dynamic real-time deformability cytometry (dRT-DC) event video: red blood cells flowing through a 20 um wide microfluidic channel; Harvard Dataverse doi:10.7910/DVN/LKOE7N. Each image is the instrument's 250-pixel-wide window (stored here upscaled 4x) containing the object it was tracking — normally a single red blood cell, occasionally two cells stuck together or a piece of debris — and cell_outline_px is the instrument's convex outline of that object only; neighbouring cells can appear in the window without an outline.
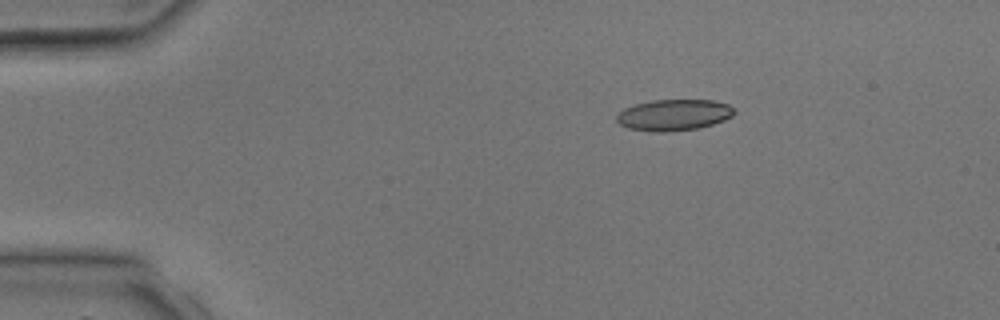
{"species": "common noctule bat (a hibernating species)", "species_latin": "Nyctalus noctula", "temperature_condition": "room temperature", "stored_images_in_passage": 3, "camera_frame_rate_fps": 3000, "um_per_image_px": 0.085, "animal": {"sex": "male", "body_mass_g": 17.9, "forearm_length_mm": 54.2}, "frame": {"image": 1, "passage_image": 2, "time_ms": 1.333, "image_size_px": [1000, 320], "cell_outline_px": [[736, 112], [732, 116], [724, 120], [712, 124], [696, 128], [664, 132], [652, 132], [628, 128], [620, 124], [616, 120], [616, 112], [624, 108], [636, 104], [652, 100], [712, 100], [728, 104]], "centroid_in_image_um": [57.23, 9.77], "position_along_channel_um": 27.8, "area_um2": 21.39}}